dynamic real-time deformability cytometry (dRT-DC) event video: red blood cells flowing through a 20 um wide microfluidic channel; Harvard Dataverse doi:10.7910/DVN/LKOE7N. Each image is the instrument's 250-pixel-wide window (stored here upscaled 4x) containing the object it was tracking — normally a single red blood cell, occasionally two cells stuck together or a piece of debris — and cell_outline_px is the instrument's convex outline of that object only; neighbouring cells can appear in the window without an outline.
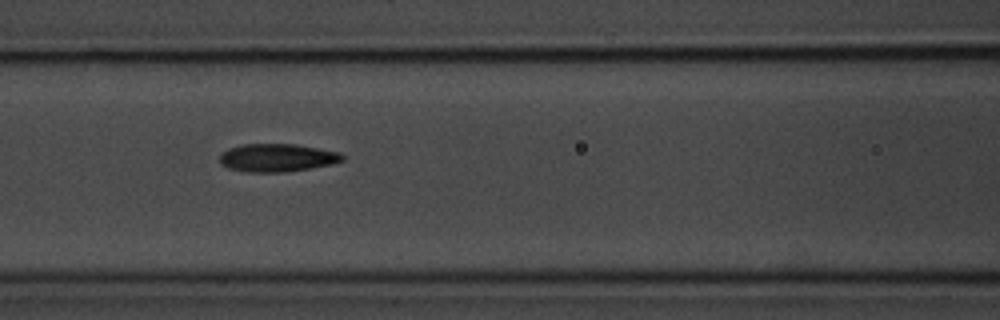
{"species": "common noctule bat (a hibernating species)", "species_latin": "Nyctalus noctula", "temperature_condition": "room temperature", "stored_images_in_passage": 9, "camera_frame_rate_fps": 3000, "um_per_image_px": 0.085, "animal": {"sex": "male", "body_mass_g": 20.1, "forearm_length_mm": 53.5}, "frame": {"image": 1, "passage_image": 6, "time_ms": 5.667, "image_size_px": [1000, 320], "cell_outline_px": [[344, 160], [332, 164], [312, 168], [284, 172], [244, 172], [228, 168], [220, 164], [220, 156], [228, 148], [244, 144], [296, 144], [340, 152], [344, 156]], "centroid_in_image_um": [23.57, 13.41], "position_along_channel_um": 143.0, "area_um2": 20.11}}
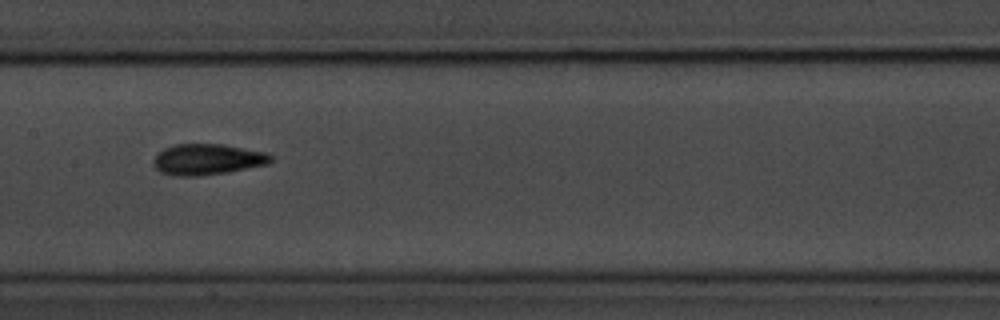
{"frame": {"image": 2, "passage_image": 7, "time_ms": 7.0, "image_size_px": [1000, 320], "cell_outline_px": [[272, 160], [268, 164], [228, 172], [200, 176], [176, 176], [160, 172], [152, 164], [152, 160], [164, 148], [176, 144], [220, 144], [264, 152], [272, 156]], "centroid_in_image_um": [17.6, 13.56], "position_along_channel_um": 189.8, "area_um2": 21.04}}